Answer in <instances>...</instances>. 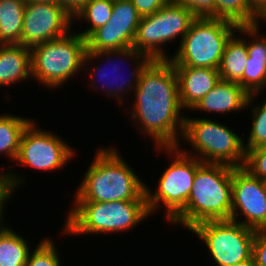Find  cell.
I'll return each mask as SVG.
<instances>
[{
  "label": "cell",
  "instance_id": "cell-8",
  "mask_svg": "<svg viewBox=\"0 0 266 266\" xmlns=\"http://www.w3.org/2000/svg\"><path fill=\"white\" fill-rule=\"evenodd\" d=\"M237 28L228 20L197 17L170 61L174 67L218 69L225 45Z\"/></svg>",
  "mask_w": 266,
  "mask_h": 266
},
{
  "label": "cell",
  "instance_id": "cell-5",
  "mask_svg": "<svg viewBox=\"0 0 266 266\" xmlns=\"http://www.w3.org/2000/svg\"><path fill=\"white\" fill-rule=\"evenodd\" d=\"M181 140L184 144L189 143L192 149L184 148L182 144L178 147L203 163L226 164L235 168L244 165V138L215 119L186 114Z\"/></svg>",
  "mask_w": 266,
  "mask_h": 266
},
{
  "label": "cell",
  "instance_id": "cell-23",
  "mask_svg": "<svg viewBox=\"0 0 266 266\" xmlns=\"http://www.w3.org/2000/svg\"><path fill=\"white\" fill-rule=\"evenodd\" d=\"M32 120L23 115L0 114V154L13 160V165L18 154L22 133Z\"/></svg>",
  "mask_w": 266,
  "mask_h": 266
},
{
  "label": "cell",
  "instance_id": "cell-35",
  "mask_svg": "<svg viewBox=\"0 0 266 266\" xmlns=\"http://www.w3.org/2000/svg\"><path fill=\"white\" fill-rule=\"evenodd\" d=\"M252 9L266 22V0H248Z\"/></svg>",
  "mask_w": 266,
  "mask_h": 266
},
{
  "label": "cell",
  "instance_id": "cell-16",
  "mask_svg": "<svg viewBox=\"0 0 266 266\" xmlns=\"http://www.w3.org/2000/svg\"><path fill=\"white\" fill-rule=\"evenodd\" d=\"M260 27V23H256L240 25L236 30L246 42L248 54L243 76L237 83L249 95H260L266 88V35L259 33Z\"/></svg>",
  "mask_w": 266,
  "mask_h": 266
},
{
  "label": "cell",
  "instance_id": "cell-3",
  "mask_svg": "<svg viewBox=\"0 0 266 266\" xmlns=\"http://www.w3.org/2000/svg\"><path fill=\"white\" fill-rule=\"evenodd\" d=\"M233 166L203 163L195 173L185 207L170 221L190 230L204 221L230 220Z\"/></svg>",
  "mask_w": 266,
  "mask_h": 266
},
{
  "label": "cell",
  "instance_id": "cell-9",
  "mask_svg": "<svg viewBox=\"0 0 266 266\" xmlns=\"http://www.w3.org/2000/svg\"><path fill=\"white\" fill-rule=\"evenodd\" d=\"M196 18L187 7L169 2L157 12L141 17L133 47L151 60H170L172 55L168 56L165 47L176 39L180 45Z\"/></svg>",
  "mask_w": 266,
  "mask_h": 266
},
{
  "label": "cell",
  "instance_id": "cell-14",
  "mask_svg": "<svg viewBox=\"0 0 266 266\" xmlns=\"http://www.w3.org/2000/svg\"><path fill=\"white\" fill-rule=\"evenodd\" d=\"M242 215L241 221L238 219ZM230 220L254 230L266 229V187L264 181L243 167L232 173V207Z\"/></svg>",
  "mask_w": 266,
  "mask_h": 266
},
{
  "label": "cell",
  "instance_id": "cell-11",
  "mask_svg": "<svg viewBox=\"0 0 266 266\" xmlns=\"http://www.w3.org/2000/svg\"><path fill=\"white\" fill-rule=\"evenodd\" d=\"M189 231L204 242L214 265L231 266L252 257L256 230L241 223L232 220L204 221Z\"/></svg>",
  "mask_w": 266,
  "mask_h": 266
},
{
  "label": "cell",
  "instance_id": "cell-28",
  "mask_svg": "<svg viewBox=\"0 0 266 266\" xmlns=\"http://www.w3.org/2000/svg\"><path fill=\"white\" fill-rule=\"evenodd\" d=\"M251 175L266 180V147H258L246 151L243 165Z\"/></svg>",
  "mask_w": 266,
  "mask_h": 266
},
{
  "label": "cell",
  "instance_id": "cell-6",
  "mask_svg": "<svg viewBox=\"0 0 266 266\" xmlns=\"http://www.w3.org/2000/svg\"><path fill=\"white\" fill-rule=\"evenodd\" d=\"M86 52V39L73 31L36 45L31 48L32 79L49 90L61 88L83 71Z\"/></svg>",
  "mask_w": 266,
  "mask_h": 266
},
{
  "label": "cell",
  "instance_id": "cell-2",
  "mask_svg": "<svg viewBox=\"0 0 266 266\" xmlns=\"http://www.w3.org/2000/svg\"><path fill=\"white\" fill-rule=\"evenodd\" d=\"M118 150L115 146L97 148L72 202L146 200V184Z\"/></svg>",
  "mask_w": 266,
  "mask_h": 266
},
{
  "label": "cell",
  "instance_id": "cell-37",
  "mask_svg": "<svg viewBox=\"0 0 266 266\" xmlns=\"http://www.w3.org/2000/svg\"><path fill=\"white\" fill-rule=\"evenodd\" d=\"M231 266H256V265H255V262H254L253 257H251V258L248 259V260H245V261H242V262L236 263V264L231 265Z\"/></svg>",
  "mask_w": 266,
  "mask_h": 266
},
{
  "label": "cell",
  "instance_id": "cell-18",
  "mask_svg": "<svg viewBox=\"0 0 266 266\" xmlns=\"http://www.w3.org/2000/svg\"><path fill=\"white\" fill-rule=\"evenodd\" d=\"M249 94L237 83L220 79L191 110L225 115L239 113L247 106ZM244 109V110H243Z\"/></svg>",
  "mask_w": 266,
  "mask_h": 266
},
{
  "label": "cell",
  "instance_id": "cell-29",
  "mask_svg": "<svg viewBox=\"0 0 266 266\" xmlns=\"http://www.w3.org/2000/svg\"><path fill=\"white\" fill-rule=\"evenodd\" d=\"M252 257L256 266H266V229L256 230L252 244Z\"/></svg>",
  "mask_w": 266,
  "mask_h": 266
},
{
  "label": "cell",
  "instance_id": "cell-22",
  "mask_svg": "<svg viewBox=\"0 0 266 266\" xmlns=\"http://www.w3.org/2000/svg\"><path fill=\"white\" fill-rule=\"evenodd\" d=\"M8 225L0 227V266H25L30 242Z\"/></svg>",
  "mask_w": 266,
  "mask_h": 266
},
{
  "label": "cell",
  "instance_id": "cell-33",
  "mask_svg": "<svg viewBox=\"0 0 266 266\" xmlns=\"http://www.w3.org/2000/svg\"><path fill=\"white\" fill-rule=\"evenodd\" d=\"M89 0H58L61 5L72 17L88 2Z\"/></svg>",
  "mask_w": 266,
  "mask_h": 266
},
{
  "label": "cell",
  "instance_id": "cell-1",
  "mask_svg": "<svg viewBox=\"0 0 266 266\" xmlns=\"http://www.w3.org/2000/svg\"><path fill=\"white\" fill-rule=\"evenodd\" d=\"M129 104V117L152 139L154 147L178 146L184 130L185 115L179 99V85L170 60H151L142 70Z\"/></svg>",
  "mask_w": 266,
  "mask_h": 266
},
{
  "label": "cell",
  "instance_id": "cell-24",
  "mask_svg": "<svg viewBox=\"0 0 266 266\" xmlns=\"http://www.w3.org/2000/svg\"><path fill=\"white\" fill-rule=\"evenodd\" d=\"M114 0H89L73 17V20L85 21L88 26L79 33L87 39L96 29L105 25L113 12Z\"/></svg>",
  "mask_w": 266,
  "mask_h": 266
},
{
  "label": "cell",
  "instance_id": "cell-19",
  "mask_svg": "<svg viewBox=\"0 0 266 266\" xmlns=\"http://www.w3.org/2000/svg\"><path fill=\"white\" fill-rule=\"evenodd\" d=\"M32 79L31 49L22 44H0V87Z\"/></svg>",
  "mask_w": 266,
  "mask_h": 266
},
{
  "label": "cell",
  "instance_id": "cell-20",
  "mask_svg": "<svg viewBox=\"0 0 266 266\" xmlns=\"http://www.w3.org/2000/svg\"><path fill=\"white\" fill-rule=\"evenodd\" d=\"M25 0H0V44H21Z\"/></svg>",
  "mask_w": 266,
  "mask_h": 266
},
{
  "label": "cell",
  "instance_id": "cell-27",
  "mask_svg": "<svg viewBox=\"0 0 266 266\" xmlns=\"http://www.w3.org/2000/svg\"><path fill=\"white\" fill-rule=\"evenodd\" d=\"M51 239L45 236L38 242L39 244L30 252L25 266H60L62 264L57 245L53 242V238Z\"/></svg>",
  "mask_w": 266,
  "mask_h": 266
},
{
  "label": "cell",
  "instance_id": "cell-12",
  "mask_svg": "<svg viewBox=\"0 0 266 266\" xmlns=\"http://www.w3.org/2000/svg\"><path fill=\"white\" fill-rule=\"evenodd\" d=\"M34 120L22 133L14 162L38 170V172L63 169L75 157L76 150L59 134L47 129L42 130Z\"/></svg>",
  "mask_w": 266,
  "mask_h": 266
},
{
  "label": "cell",
  "instance_id": "cell-38",
  "mask_svg": "<svg viewBox=\"0 0 266 266\" xmlns=\"http://www.w3.org/2000/svg\"><path fill=\"white\" fill-rule=\"evenodd\" d=\"M26 3L28 2H50V3H58V0H25Z\"/></svg>",
  "mask_w": 266,
  "mask_h": 266
},
{
  "label": "cell",
  "instance_id": "cell-13",
  "mask_svg": "<svg viewBox=\"0 0 266 266\" xmlns=\"http://www.w3.org/2000/svg\"><path fill=\"white\" fill-rule=\"evenodd\" d=\"M73 17L58 3L28 2L25 5L21 44L32 48L67 35Z\"/></svg>",
  "mask_w": 266,
  "mask_h": 266
},
{
  "label": "cell",
  "instance_id": "cell-10",
  "mask_svg": "<svg viewBox=\"0 0 266 266\" xmlns=\"http://www.w3.org/2000/svg\"><path fill=\"white\" fill-rule=\"evenodd\" d=\"M115 58L120 59L119 61L121 63H123L122 61L127 60L126 62H128V61L131 62V64H129L130 67H131V65H133V67H135V68H133L132 72L130 71V73H128L129 77H125V75H126L125 74L124 75L125 79H124V77L120 78V76L122 74H120L121 70H119V68L122 66L118 60H117V63L119 65L116 63ZM103 59L106 61L105 63H104ZM97 60L98 61L102 60L103 63L105 64L104 66H106V68L103 67V65L100 66V64L99 65H96V64L91 65L93 62L98 64L99 62ZM95 61H97V62H95ZM150 61H151V59L148 56H146L145 54H143L141 52H138L134 47H127V48L119 49V50L100 51V52L87 51L85 59H84L83 71L84 72L86 71V74L88 72V76H90L89 78H91L90 80L88 79V81H90V83H91L88 86H91V88L93 87L92 89L94 91L97 89L96 92L98 90H100L101 92L104 91L106 93L105 96H107L109 99L110 98L111 99L112 98L117 99L116 101L118 102V104L122 105L128 101L127 99H130V95L134 92V89L137 87V84L139 82V77H140L142 70L146 67V65ZM124 63H123V65H124ZM107 64H108L109 68L111 67V70H112L111 75H109V73H108L109 68H107ZM90 65H91V67H90ZM89 67H90V69H89ZM101 67H103L104 70ZM117 72H119V74ZM98 74L100 75V77H98L99 76ZM100 81L101 82L103 81V82L99 84ZM125 93L126 94L128 93V94L126 95ZM125 95L129 96V97L126 99ZM124 96H125V98H124Z\"/></svg>",
  "mask_w": 266,
  "mask_h": 266
},
{
  "label": "cell",
  "instance_id": "cell-36",
  "mask_svg": "<svg viewBox=\"0 0 266 266\" xmlns=\"http://www.w3.org/2000/svg\"><path fill=\"white\" fill-rule=\"evenodd\" d=\"M170 2L187 7L195 15V0H170Z\"/></svg>",
  "mask_w": 266,
  "mask_h": 266
},
{
  "label": "cell",
  "instance_id": "cell-31",
  "mask_svg": "<svg viewBox=\"0 0 266 266\" xmlns=\"http://www.w3.org/2000/svg\"><path fill=\"white\" fill-rule=\"evenodd\" d=\"M134 7L137 9V12L141 17L149 16L163 6L168 4L170 0H130Z\"/></svg>",
  "mask_w": 266,
  "mask_h": 266
},
{
  "label": "cell",
  "instance_id": "cell-15",
  "mask_svg": "<svg viewBox=\"0 0 266 266\" xmlns=\"http://www.w3.org/2000/svg\"><path fill=\"white\" fill-rule=\"evenodd\" d=\"M141 16L130 0H114L110 20L87 39V51H111L133 47Z\"/></svg>",
  "mask_w": 266,
  "mask_h": 266
},
{
  "label": "cell",
  "instance_id": "cell-25",
  "mask_svg": "<svg viewBox=\"0 0 266 266\" xmlns=\"http://www.w3.org/2000/svg\"><path fill=\"white\" fill-rule=\"evenodd\" d=\"M215 18L231 21L238 26L263 21L248 0H215Z\"/></svg>",
  "mask_w": 266,
  "mask_h": 266
},
{
  "label": "cell",
  "instance_id": "cell-21",
  "mask_svg": "<svg viewBox=\"0 0 266 266\" xmlns=\"http://www.w3.org/2000/svg\"><path fill=\"white\" fill-rule=\"evenodd\" d=\"M235 34L227 41L218 67L220 78L232 82L242 78L248 58L246 42Z\"/></svg>",
  "mask_w": 266,
  "mask_h": 266
},
{
  "label": "cell",
  "instance_id": "cell-7",
  "mask_svg": "<svg viewBox=\"0 0 266 266\" xmlns=\"http://www.w3.org/2000/svg\"><path fill=\"white\" fill-rule=\"evenodd\" d=\"M155 152H164L171 163L167 165L157 186L151 191L145 185L147 207L151 215L160 208L165 209V218L169 223L186 205L191 193L196 170L203 164L196 157L187 155L178 146L154 147ZM161 203V204H160ZM162 205H164L162 207Z\"/></svg>",
  "mask_w": 266,
  "mask_h": 266
},
{
  "label": "cell",
  "instance_id": "cell-4",
  "mask_svg": "<svg viewBox=\"0 0 266 266\" xmlns=\"http://www.w3.org/2000/svg\"><path fill=\"white\" fill-rule=\"evenodd\" d=\"M72 206L64 220L63 235L120 234L151 216L146 200L73 202Z\"/></svg>",
  "mask_w": 266,
  "mask_h": 266
},
{
  "label": "cell",
  "instance_id": "cell-34",
  "mask_svg": "<svg viewBox=\"0 0 266 266\" xmlns=\"http://www.w3.org/2000/svg\"><path fill=\"white\" fill-rule=\"evenodd\" d=\"M12 197H14V190H0V227L4 226V218L5 215V207L10 202L9 199L12 200ZM6 205V206H5Z\"/></svg>",
  "mask_w": 266,
  "mask_h": 266
},
{
  "label": "cell",
  "instance_id": "cell-26",
  "mask_svg": "<svg viewBox=\"0 0 266 266\" xmlns=\"http://www.w3.org/2000/svg\"><path fill=\"white\" fill-rule=\"evenodd\" d=\"M257 96L258 95H250L246 106V109L252 107L250 110L252 126L246 138L247 142H245L246 139L244 140L245 152L258 147H266V97L263 103L254 104L255 100H257L255 99Z\"/></svg>",
  "mask_w": 266,
  "mask_h": 266
},
{
  "label": "cell",
  "instance_id": "cell-32",
  "mask_svg": "<svg viewBox=\"0 0 266 266\" xmlns=\"http://www.w3.org/2000/svg\"><path fill=\"white\" fill-rule=\"evenodd\" d=\"M195 16L215 18V0H195Z\"/></svg>",
  "mask_w": 266,
  "mask_h": 266
},
{
  "label": "cell",
  "instance_id": "cell-30",
  "mask_svg": "<svg viewBox=\"0 0 266 266\" xmlns=\"http://www.w3.org/2000/svg\"><path fill=\"white\" fill-rule=\"evenodd\" d=\"M2 168V170L0 169V190H14V192H16V189H18L19 185L24 184L26 182L23 178V176L25 175H20L17 174V172H13L11 166H9L10 170L7 169L6 171H4L5 167Z\"/></svg>",
  "mask_w": 266,
  "mask_h": 266
},
{
  "label": "cell",
  "instance_id": "cell-17",
  "mask_svg": "<svg viewBox=\"0 0 266 266\" xmlns=\"http://www.w3.org/2000/svg\"><path fill=\"white\" fill-rule=\"evenodd\" d=\"M174 68L178 78L179 99L185 112L191 110L221 79L218 69Z\"/></svg>",
  "mask_w": 266,
  "mask_h": 266
}]
</instances>
